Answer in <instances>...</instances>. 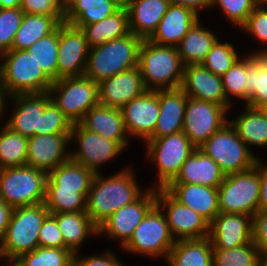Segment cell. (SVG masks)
<instances>
[{
    "label": "cell",
    "instance_id": "obj_18",
    "mask_svg": "<svg viewBox=\"0 0 267 266\" xmlns=\"http://www.w3.org/2000/svg\"><path fill=\"white\" fill-rule=\"evenodd\" d=\"M120 110L130 140L137 139L144 143L153 134L159 117V90H147Z\"/></svg>",
    "mask_w": 267,
    "mask_h": 266
},
{
    "label": "cell",
    "instance_id": "obj_1",
    "mask_svg": "<svg viewBox=\"0 0 267 266\" xmlns=\"http://www.w3.org/2000/svg\"><path fill=\"white\" fill-rule=\"evenodd\" d=\"M125 165L122 170L105 177L95 174L86 198V213L99 227L107 218L121 207L137 200L146 189L137 182L135 168ZM126 167V168H125Z\"/></svg>",
    "mask_w": 267,
    "mask_h": 266
},
{
    "label": "cell",
    "instance_id": "obj_45",
    "mask_svg": "<svg viewBox=\"0 0 267 266\" xmlns=\"http://www.w3.org/2000/svg\"><path fill=\"white\" fill-rule=\"evenodd\" d=\"M262 0H211L210 10L218 7L229 24L239 28L245 23L253 9Z\"/></svg>",
    "mask_w": 267,
    "mask_h": 266
},
{
    "label": "cell",
    "instance_id": "obj_52",
    "mask_svg": "<svg viewBox=\"0 0 267 266\" xmlns=\"http://www.w3.org/2000/svg\"><path fill=\"white\" fill-rule=\"evenodd\" d=\"M253 243L261 255L267 253V210L253 216Z\"/></svg>",
    "mask_w": 267,
    "mask_h": 266
},
{
    "label": "cell",
    "instance_id": "obj_30",
    "mask_svg": "<svg viewBox=\"0 0 267 266\" xmlns=\"http://www.w3.org/2000/svg\"><path fill=\"white\" fill-rule=\"evenodd\" d=\"M242 112L233 119H229L240 139L253 152L251 147L262 150L267 148V111L256 109L247 105L243 106Z\"/></svg>",
    "mask_w": 267,
    "mask_h": 266
},
{
    "label": "cell",
    "instance_id": "obj_32",
    "mask_svg": "<svg viewBox=\"0 0 267 266\" xmlns=\"http://www.w3.org/2000/svg\"><path fill=\"white\" fill-rule=\"evenodd\" d=\"M168 266H213V245L209 237L176 240L170 250Z\"/></svg>",
    "mask_w": 267,
    "mask_h": 266
},
{
    "label": "cell",
    "instance_id": "obj_28",
    "mask_svg": "<svg viewBox=\"0 0 267 266\" xmlns=\"http://www.w3.org/2000/svg\"><path fill=\"white\" fill-rule=\"evenodd\" d=\"M225 177L219 165L196 148L183 163L180 173L171 183H190L218 188Z\"/></svg>",
    "mask_w": 267,
    "mask_h": 266
},
{
    "label": "cell",
    "instance_id": "obj_44",
    "mask_svg": "<svg viewBox=\"0 0 267 266\" xmlns=\"http://www.w3.org/2000/svg\"><path fill=\"white\" fill-rule=\"evenodd\" d=\"M221 79L226 100L232 105L233 100L240 99L243 105H247L246 54H242Z\"/></svg>",
    "mask_w": 267,
    "mask_h": 266
},
{
    "label": "cell",
    "instance_id": "obj_39",
    "mask_svg": "<svg viewBox=\"0 0 267 266\" xmlns=\"http://www.w3.org/2000/svg\"><path fill=\"white\" fill-rule=\"evenodd\" d=\"M28 138L0 127V169L25 166L27 160Z\"/></svg>",
    "mask_w": 267,
    "mask_h": 266
},
{
    "label": "cell",
    "instance_id": "obj_2",
    "mask_svg": "<svg viewBox=\"0 0 267 266\" xmlns=\"http://www.w3.org/2000/svg\"><path fill=\"white\" fill-rule=\"evenodd\" d=\"M184 67L175 46L143 40L139 49L138 68L147 90L181 88Z\"/></svg>",
    "mask_w": 267,
    "mask_h": 266
},
{
    "label": "cell",
    "instance_id": "obj_12",
    "mask_svg": "<svg viewBox=\"0 0 267 266\" xmlns=\"http://www.w3.org/2000/svg\"><path fill=\"white\" fill-rule=\"evenodd\" d=\"M72 142V144H71ZM76 142L77 148H70V159L85 165L95 174L102 173L101 167L114 162L126 151L118 142L105 139L90 132L80 123L73 124L70 133V145ZM107 163V164H106Z\"/></svg>",
    "mask_w": 267,
    "mask_h": 266
},
{
    "label": "cell",
    "instance_id": "obj_38",
    "mask_svg": "<svg viewBox=\"0 0 267 266\" xmlns=\"http://www.w3.org/2000/svg\"><path fill=\"white\" fill-rule=\"evenodd\" d=\"M89 190L46 186L44 204L50 213L86 211V198Z\"/></svg>",
    "mask_w": 267,
    "mask_h": 266
},
{
    "label": "cell",
    "instance_id": "obj_50",
    "mask_svg": "<svg viewBox=\"0 0 267 266\" xmlns=\"http://www.w3.org/2000/svg\"><path fill=\"white\" fill-rule=\"evenodd\" d=\"M19 8L28 14L64 16L60 0H20Z\"/></svg>",
    "mask_w": 267,
    "mask_h": 266
},
{
    "label": "cell",
    "instance_id": "obj_6",
    "mask_svg": "<svg viewBox=\"0 0 267 266\" xmlns=\"http://www.w3.org/2000/svg\"><path fill=\"white\" fill-rule=\"evenodd\" d=\"M143 144L146 145L145 161H151L157 169L155 183L149 186L154 189L166 188L174 181L183 163L196 149L182 131L160 138H148Z\"/></svg>",
    "mask_w": 267,
    "mask_h": 266
},
{
    "label": "cell",
    "instance_id": "obj_9",
    "mask_svg": "<svg viewBox=\"0 0 267 266\" xmlns=\"http://www.w3.org/2000/svg\"><path fill=\"white\" fill-rule=\"evenodd\" d=\"M175 241L169 231L165 215L155 205L136 227L121 251L151 259L163 258L166 261Z\"/></svg>",
    "mask_w": 267,
    "mask_h": 266
},
{
    "label": "cell",
    "instance_id": "obj_27",
    "mask_svg": "<svg viewBox=\"0 0 267 266\" xmlns=\"http://www.w3.org/2000/svg\"><path fill=\"white\" fill-rule=\"evenodd\" d=\"M170 4L169 0H128L130 32L143 40L149 39Z\"/></svg>",
    "mask_w": 267,
    "mask_h": 266
},
{
    "label": "cell",
    "instance_id": "obj_3",
    "mask_svg": "<svg viewBox=\"0 0 267 266\" xmlns=\"http://www.w3.org/2000/svg\"><path fill=\"white\" fill-rule=\"evenodd\" d=\"M0 85L6 98L49 92L53 80L28 50H9L0 55Z\"/></svg>",
    "mask_w": 267,
    "mask_h": 266
},
{
    "label": "cell",
    "instance_id": "obj_21",
    "mask_svg": "<svg viewBox=\"0 0 267 266\" xmlns=\"http://www.w3.org/2000/svg\"><path fill=\"white\" fill-rule=\"evenodd\" d=\"M147 91L137 67L118 73L98 83L99 104L121 109Z\"/></svg>",
    "mask_w": 267,
    "mask_h": 266
},
{
    "label": "cell",
    "instance_id": "obj_54",
    "mask_svg": "<svg viewBox=\"0 0 267 266\" xmlns=\"http://www.w3.org/2000/svg\"><path fill=\"white\" fill-rule=\"evenodd\" d=\"M171 4L182 5L195 11L199 16L204 10L210 9L211 0H169Z\"/></svg>",
    "mask_w": 267,
    "mask_h": 266
},
{
    "label": "cell",
    "instance_id": "obj_53",
    "mask_svg": "<svg viewBox=\"0 0 267 266\" xmlns=\"http://www.w3.org/2000/svg\"><path fill=\"white\" fill-rule=\"evenodd\" d=\"M255 167L258 169L260 177V196L258 211L267 210V160L258 158Z\"/></svg>",
    "mask_w": 267,
    "mask_h": 266
},
{
    "label": "cell",
    "instance_id": "obj_36",
    "mask_svg": "<svg viewBox=\"0 0 267 266\" xmlns=\"http://www.w3.org/2000/svg\"><path fill=\"white\" fill-rule=\"evenodd\" d=\"M64 16H48L25 13L12 44L13 50H27L39 39L54 32Z\"/></svg>",
    "mask_w": 267,
    "mask_h": 266
},
{
    "label": "cell",
    "instance_id": "obj_43",
    "mask_svg": "<svg viewBox=\"0 0 267 266\" xmlns=\"http://www.w3.org/2000/svg\"><path fill=\"white\" fill-rule=\"evenodd\" d=\"M222 41H226V38L225 40L219 38L215 42L202 63L205 68L219 76L225 74L242 56L241 54H244L239 52L237 47L235 48L233 42Z\"/></svg>",
    "mask_w": 267,
    "mask_h": 266
},
{
    "label": "cell",
    "instance_id": "obj_57",
    "mask_svg": "<svg viewBox=\"0 0 267 266\" xmlns=\"http://www.w3.org/2000/svg\"><path fill=\"white\" fill-rule=\"evenodd\" d=\"M20 6V0H0V8H16Z\"/></svg>",
    "mask_w": 267,
    "mask_h": 266
},
{
    "label": "cell",
    "instance_id": "obj_5",
    "mask_svg": "<svg viewBox=\"0 0 267 266\" xmlns=\"http://www.w3.org/2000/svg\"><path fill=\"white\" fill-rule=\"evenodd\" d=\"M49 213L44 203L14 208L0 241V259L16 260L39 247V231Z\"/></svg>",
    "mask_w": 267,
    "mask_h": 266
},
{
    "label": "cell",
    "instance_id": "obj_7",
    "mask_svg": "<svg viewBox=\"0 0 267 266\" xmlns=\"http://www.w3.org/2000/svg\"><path fill=\"white\" fill-rule=\"evenodd\" d=\"M47 177L27 165L0 169V197L13 209L44 203Z\"/></svg>",
    "mask_w": 267,
    "mask_h": 266
},
{
    "label": "cell",
    "instance_id": "obj_51",
    "mask_svg": "<svg viewBox=\"0 0 267 266\" xmlns=\"http://www.w3.org/2000/svg\"><path fill=\"white\" fill-rule=\"evenodd\" d=\"M116 253L106 249L101 254L83 255L81 252L74 254V266H126Z\"/></svg>",
    "mask_w": 267,
    "mask_h": 266
},
{
    "label": "cell",
    "instance_id": "obj_34",
    "mask_svg": "<svg viewBox=\"0 0 267 266\" xmlns=\"http://www.w3.org/2000/svg\"><path fill=\"white\" fill-rule=\"evenodd\" d=\"M72 26L81 29L85 33L90 48L102 45L130 33L129 16L126 7H121L117 12L104 18L100 22L90 25Z\"/></svg>",
    "mask_w": 267,
    "mask_h": 266
},
{
    "label": "cell",
    "instance_id": "obj_23",
    "mask_svg": "<svg viewBox=\"0 0 267 266\" xmlns=\"http://www.w3.org/2000/svg\"><path fill=\"white\" fill-rule=\"evenodd\" d=\"M202 17L182 5L170 4L149 41L165 46H177L192 26Z\"/></svg>",
    "mask_w": 267,
    "mask_h": 266
},
{
    "label": "cell",
    "instance_id": "obj_19",
    "mask_svg": "<svg viewBox=\"0 0 267 266\" xmlns=\"http://www.w3.org/2000/svg\"><path fill=\"white\" fill-rule=\"evenodd\" d=\"M213 249H232L253 241V216L219 213L209 224Z\"/></svg>",
    "mask_w": 267,
    "mask_h": 266
},
{
    "label": "cell",
    "instance_id": "obj_14",
    "mask_svg": "<svg viewBox=\"0 0 267 266\" xmlns=\"http://www.w3.org/2000/svg\"><path fill=\"white\" fill-rule=\"evenodd\" d=\"M156 205L166 217L175 240L209 237V222L190 207L176 200L165 188L156 189Z\"/></svg>",
    "mask_w": 267,
    "mask_h": 266
},
{
    "label": "cell",
    "instance_id": "obj_13",
    "mask_svg": "<svg viewBox=\"0 0 267 266\" xmlns=\"http://www.w3.org/2000/svg\"><path fill=\"white\" fill-rule=\"evenodd\" d=\"M228 112L217 103L188 97L182 132L199 148L229 122Z\"/></svg>",
    "mask_w": 267,
    "mask_h": 266
},
{
    "label": "cell",
    "instance_id": "obj_47",
    "mask_svg": "<svg viewBox=\"0 0 267 266\" xmlns=\"http://www.w3.org/2000/svg\"><path fill=\"white\" fill-rule=\"evenodd\" d=\"M24 12L19 8H0V55L12 50V44Z\"/></svg>",
    "mask_w": 267,
    "mask_h": 266
},
{
    "label": "cell",
    "instance_id": "obj_40",
    "mask_svg": "<svg viewBox=\"0 0 267 266\" xmlns=\"http://www.w3.org/2000/svg\"><path fill=\"white\" fill-rule=\"evenodd\" d=\"M58 41L59 27L27 49L36 63L53 81L57 80Z\"/></svg>",
    "mask_w": 267,
    "mask_h": 266
},
{
    "label": "cell",
    "instance_id": "obj_16",
    "mask_svg": "<svg viewBox=\"0 0 267 266\" xmlns=\"http://www.w3.org/2000/svg\"><path fill=\"white\" fill-rule=\"evenodd\" d=\"M10 116L3 124L26 138L42 135L43 112L52 101L49 92L19 94L8 98Z\"/></svg>",
    "mask_w": 267,
    "mask_h": 266
},
{
    "label": "cell",
    "instance_id": "obj_22",
    "mask_svg": "<svg viewBox=\"0 0 267 266\" xmlns=\"http://www.w3.org/2000/svg\"><path fill=\"white\" fill-rule=\"evenodd\" d=\"M181 89L188 97L217 103L230 112L233 110L226 100L221 76L215 75L202 64L185 65Z\"/></svg>",
    "mask_w": 267,
    "mask_h": 266
},
{
    "label": "cell",
    "instance_id": "obj_41",
    "mask_svg": "<svg viewBox=\"0 0 267 266\" xmlns=\"http://www.w3.org/2000/svg\"><path fill=\"white\" fill-rule=\"evenodd\" d=\"M213 266H262V255L253 241L232 249H213Z\"/></svg>",
    "mask_w": 267,
    "mask_h": 266
},
{
    "label": "cell",
    "instance_id": "obj_31",
    "mask_svg": "<svg viewBox=\"0 0 267 266\" xmlns=\"http://www.w3.org/2000/svg\"><path fill=\"white\" fill-rule=\"evenodd\" d=\"M199 19L176 46L184 65L202 64L212 46L219 39L217 32Z\"/></svg>",
    "mask_w": 267,
    "mask_h": 266
},
{
    "label": "cell",
    "instance_id": "obj_56",
    "mask_svg": "<svg viewBox=\"0 0 267 266\" xmlns=\"http://www.w3.org/2000/svg\"><path fill=\"white\" fill-rule=\"evenodd\" d=\"M6 96H5V94H4V91H3V88L1 87V85H0V124L2 123V122H4V121H2V120H4L5 119V117H4V115H5V110H7V109H5V108H8V107H6L7 105H9V104H6L5 102H6ZM4 118V119H3Z\"/></svg>",
    "mask_w": 267,
    "mask_h": 266
},
{
    "label": "cell",
    "instance_id": "obj_11",
    "mask_svg": "<svg viewBox=\"0 0 267 266\" xmlns=\"http://www.w3.org/2000/svg\"><path fill=\"white\" fill-rule=\"evenodd\" d=\"M260 177L253 168L226 175L218 187L220 213H237L254 216L258 211Z\"/></svg>",
    "mask_w": 267,
    "mask_h": 266
},
{
    "label": "cell",
    "instance_id": "obj_59",
    "mask_svg": "<svg viewBox=\"0 0 267 266\" xmlns=\"http://www.w3.org/2000/svg\"><path fill=\"white\" fill-rule=\"evenodd\" d=\"M116 2L120 7H126L128 0H111Z\"/></svg>",
    "mask_w": 267,
    "mask_h": 266
},
{
    "label": "cell",
    "instance_id": "obj_61",
    "mask_svg": "<svg viewBox=\"0 0 267 266\" xmlns=\"http://www.w3.org/2000/svg\"><path fill=\"white\" fill-rule=\"evenodd\" d=\"M262 266H267V253L262 255Z\"/></svg>",
    "mask_w": 267,
    "mask_h": 266
},
{
    "label": "cell",
    "instance_id": "obj_15",
    "mask_svg": "<svg viewBox=\"0 0 267 266\" xmlns=\"http://www.w3.org/2000/svg\"><path fill=\"white\" fill-rule=\"evenodd\" d=\"M155 205L156 189L148 187L137 200L118 209L98 227V238L118 241L122 248Z\"/></svg>",
    "mask_w": 267,
    "mask_h": 266
},
{
    "label": "cell",
    "instance_id": "obj_37",
    "mask_svg": "<svg viewBox=\"0 0 267 266\" xmlns=\"http://www.w3.org/2000/svg\"><path fill=\"white\" fill-rule=\"evenodd\" d=\"M95 173L85 165L71 159L48 173L46 186L68 189H90Z\"/></svg>",
    "mask_w": 267,
    "mask_h": 266
},
{
    "label": "cell",
    "instance_id": "obj_55",
    "mask_svg": "<svg viewBox=\"0 0 267 266\" xmlns=\"http://www.w3.org/2000/svg\"><path fill=\"white\" fill-rule=\"evenodd\" d=\"M12 212L13 208L0 197V241L5 235Z\"/></svg>",
    "mask_w": 267,
    "mask_h": 266
},
{
    "label": "cell",
    "instance_id": "obj_10",
    "mask_svg": "<svg viewBox=\"0 0 267 266\" xmlns=\"http://www.w3.org/2000/svg\"><path fill=\"white\" fill-rule=\"evenodd\" d=\"M49 94L72 124L80 123L99 104L98 83L85 75L54 80Z\"/></svg>",
    "mask_w": 267,
    "mask_h": 266
},
{
    "label": "cell",
    "instance_id": "obj_48",
    "mask_svg": "<svg viewBox=\"0 0 267 266\" xmlns=\"http://www.w3.org/2000/svg\"><path fill=\"white\" fill-rule=\"evenodd\" d=\"M73 124L61 109L51 101L43 112L42 135L70 134Z\"/></svg>",
    "mask_w": 267,
    "mask_h": 266
},
{
    "label": "cell",
    "instance_id": "obj_58",
    "mask_svg": "<svg viewBox=\"0 0 267 266\" xmlns=\"http://www.w3.org/2000/svg\"><path fill=\"white\" fill-rule=\"evenodd\" d=\"M3 261V264L5 263L4 261H6V265L5 266H21L17 260H9V259H0V262Z\"/></svg>",
    "mask_w": 267,
    "mask_h": 266
},
{
    "label": "cell",
    "instance_id": "obj_49",
    "mask_svg": "<svg viewBox=\"0 0 267 266\" xmlns=\"http://www.w3.org/2000/svg\"><path fill=\"white\" fill-rule=\"evenodd\" d=\"M39 247L65 248V243L56 218L49 213L41 225L39 231Z\"/></svg>",
    "mask_w": 267,
    "mask_h": 266
},
{
    "label": "cell",
    "instance_id": "obj_25",
    "mask_svg": "<svg viewBox=\"0 0 267 266\" xmlns=\"http://www.w3.org/2000/svg\"><path fill=\"white\" fill-rule=\"evenodd\" d=\"M165 189L181 204L202 215L209 223L220 213L218 188L190 183H170Z\"/></svg>",
    "mask_w": 267,
    "mask_h": 266
},
{
    "label": "cell",
    "instance_id": "obj_46",
    "mask_svg": "<svg viewBox=\"0 0 267 266\" xmlns=\"http://www.w3.org/2000/svg\"><path fill=\"white\" fill-rule=\"evenodd\" d=\"M240 31L246 33L249 37L259 41L262 48L258 50L254 49L247 51L251 54H255L261 50H267V0H262L254 9L253 12L248 16L245 23L239 28ZM265 44V45H264Z\"/></svg>",
    "mask_w": 267,
    "mask_h": 266
},
{
    "label": "cell",
    "instance_id": "obj_24",
    "mask_svg": "<svg viewBox=\"0 0 267 266\" xmlns=\"http://www.w3.org/2000/svg\"><path fill=\"white\" fill-rule=\"evenodd\" d=\"M80 124L90 132L105 139L118 142L125 150L131 144L124 126L122 112L119 108H111L98 104L92 107Z\"/></svg>",
    "mask_w": 267,
    "mask_h": 266
},
{
    "label": "cell",
    "instance_id": "obj_60",
    "mask_svg": "<svg viewBox=\"0 0 267 266\" xmlns=\"http://www.w3.org/2000/svg\"><path fill=\"white\" fill-rule=\"evenodd\" d=\"M73 0H62V7L65 9Z\"/></svg>",
    "mask_w": 267,
    "mask_h": 266
},
{
    "label": "cell",
    "instance_id": "obj_26",
    "mask_svg": "<svg viewBox=\"0 0 267 266\" xmlns=\"http://www.w3.org/2000/svg\"><path fill=\"white\" fill-rule=\"evenodd\" d=\"M188 96L181 88L159 90V117L149 138H160L183 130Z\"/></svg>",
    "mask_w": 267,
    "mask_h": 266
},
{
    "label": "cell",
    "instance_id": "obj_33",
    "mask_svg": "<svg viewBox=\"0 0 267 266\" xmlns=\"http://www.w3.org/2000/svg\"><path fill=\"white\" fill-rule=\"evenodd\" d=\"M247 106L267 108V50L246 53Z\"/></svg>",
    "mask_w": 267,
    "mask_h": 266
},
{
    "label": "cell",
    "instance_id": "obj_17",
    "mask_svg": "<svg viewBox=\"0 0 267 266\" xmlns=\"http://www.w3.org/2000/svg\"><path fill=\"white\" fill-rule=\"evenodd\" d=\"M89 51L85 33L62 23L59 26L57 79L84 75Z\"/></svg>",
    "mask_w": 267,
    "mask_h": 266
},
{
    "label": "cell",
    "instance_id": "obj_4",
    "mask_svg": "<svg viewBox=\"0 0 267 266\" xmlns=\"http://www.w3.org/2000/svg\"><path fill=\"white\" fill-rule=\"evenodd\" d=\"M143 39L129 34L90 48L84 75L99 83L101 80L138 66Z\"/></svg>",
    "mask_w": 267,
    "mask_h": 266
},
{
    "label": "cell",
    "instance_id": "obj_20",
    "mask_svg": "<svg viewBox=\"0 0 267 266\" xmlns=\"http://www.w3.org/2000/svg\"><path fill=\"white\" fill-rule=\"evenodd\" d=\"M70 134H44L28 138L26 165L49 173L70 159Z\"/></svg>",
    "mask_w": 267,
    "mask_h": 266
},
{
    "label": "cell",
    "instance_id": "obj_42",
    "mask_svg": "<svg viewBox=\"0 0 267 266\" xmlns=\"http://www.w3.org/2000/svg\"><path fill=\"white\" fill-rule=\"evenodd\" d=\"M16 260L21 266H74V253L65 248L37 247Z\"/></svg>",
    "mask_w": 267,
    "mask_h": 266
},
{
    "label": "cell",
    "instance_id": "obj_35",
    "mask_svg": "<svg viewBox=\"0 0 267 266\" xmlns=\"http://www.w3.org/2000/svg\"><path fill=\"white\" fill-rule=\"evenodd\" d=\"M121 7L111 0H73L64 9L63 23L90 25L114 14Z\"/></svg>",
    "mask_w": 267,
    "mask_h": 266
},
{
    "label": "cell",
    "instance_id": "obj_8",
    "mask_svg": "<svg viewBox=\"0 0 267 266\" xmlns=\"http://www.w3.org/2000/svg\"><path fill=\"white\" fill-rule=\"evenodd\" d=\"M199 149L212 158L225 175L249 170L261 157L240 139L230 122L216 131Z\"/></svg>",
    "mask_w": 267,
    "mask_h": 266
},
{
    "label": "cell",
    "instance_id": "obj_29",
    "mask_svg": "<svg viewBox=\"0 0 267 266\" xmlns=\"http://www.w3.org/2000/svg\"><path fill=\"white\" fill-rule=\"evenodd\" d=\"M51 214L57 220L65 249H70L74 254L81 251L80 249L89 237H98V227L85 211Z\"/></svg>",
    "mask_w": 267,
    "mask_h": 266
}]
</instances>
